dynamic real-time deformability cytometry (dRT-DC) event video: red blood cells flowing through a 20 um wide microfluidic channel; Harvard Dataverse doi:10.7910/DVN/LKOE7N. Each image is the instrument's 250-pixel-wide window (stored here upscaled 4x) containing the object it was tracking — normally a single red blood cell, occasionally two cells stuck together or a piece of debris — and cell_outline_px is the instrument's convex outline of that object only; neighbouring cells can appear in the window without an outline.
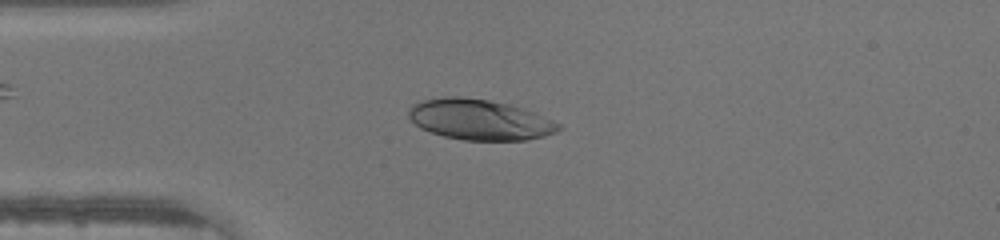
{"species": "human", "species_latin": "Homo sapiens", "temperature_condition": "warm", "stored_images_in_passage": 45, "camera_frame_rate_fps": 3000, "um_per_image_px": 0.085, "donor": {"sex": "male"}, "frame": {"image": 1, "passage_image": 11, "time_ms": 3.333, "image_size_px": [1000, 240], "cell_outline_px": [[564, 128], [556, 132], [544, 136], [524, 140], [464, 140], [444, 136], [420, 128], [408, 116], [408, 112], [412, 104], [420, 100], [444, 96], [460, 96], [488, 100], [508, 104], [532, 112], [552, 120], [560, 124]], "centroid_in_image_um": [40.74, 10.16], "position_along_channel_um": 44.3, "area_um2": 35.32}}
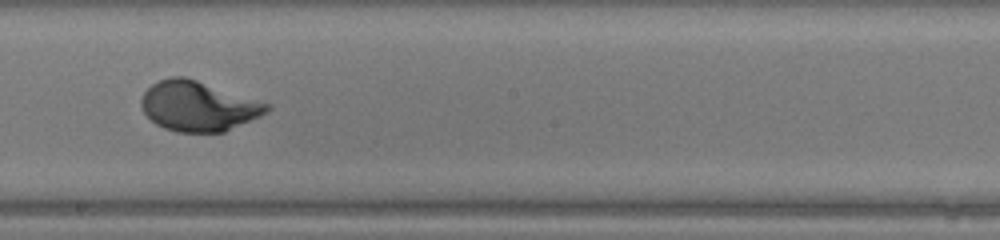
{"frame": {"image": 2, "passage_image": 25, "time_ms": 8.0, "image_size_px": [1000, 240], "cell_outline_px": [[272, 108], [268, 112], [260, 116], [224, 132], [176, 132], [164, 128], [156, 124], [144, 112], [140, 104], [140, 100], [144, 92], [152, 84], [160, 80], [172, 76], [184, 76], [272, 104]], "centroid_in_image_um": [16.87, 9.02], "position_along_channel_um": 231.3, "area_um2": 36.53}}
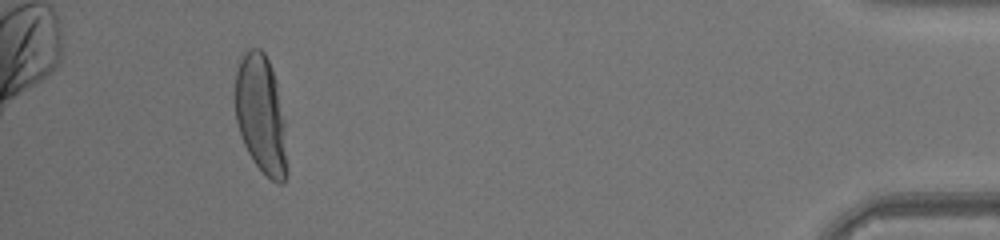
{"frame": {"image": 3, "passage_image": 42, "time_ms": 13.667, "image_size_px": [1000, 240], "cell_outline_px": [[288, 172], [284, 180], [280, 184], [272, 180], [256, 164], [248, 152], [244, 144], [236, 120], [236, 72], [240, 60], [244, 52], [248, 48], [260, 48], [264, 52], [272, 68], [276, 80], [284, 120]], "centroid_in_image_um": [22.2, 9.72], "position_along_channel_um": 413.0, "area_um2": 35.6}}